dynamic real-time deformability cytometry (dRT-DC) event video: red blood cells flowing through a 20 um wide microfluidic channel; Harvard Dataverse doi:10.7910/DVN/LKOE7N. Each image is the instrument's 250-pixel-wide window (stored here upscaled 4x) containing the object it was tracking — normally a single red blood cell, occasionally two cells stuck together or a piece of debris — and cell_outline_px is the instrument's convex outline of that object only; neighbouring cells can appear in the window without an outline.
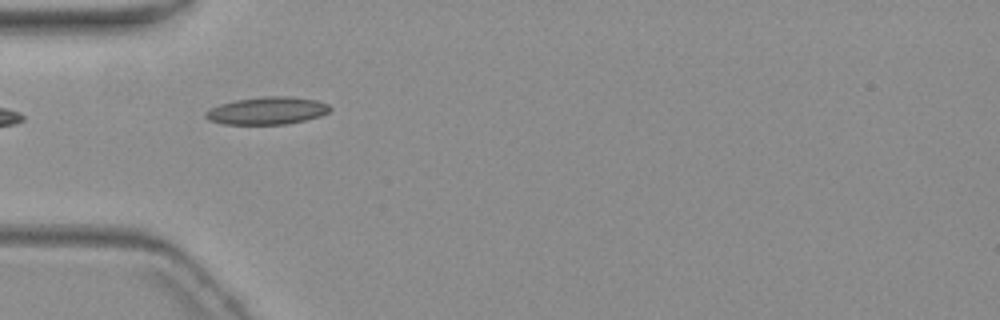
{"species": "common noctule bat (a hibernating species)", "species_latin": "Nyctalus noctula", "temperature_condition": "warm", "stored_images_in_passage": 4, "camera_frame_rate_fps": 3000, "um_per_image_px": 0.085, "animal": {"sex": "female", "body_mass_g": 19.3, "forearm_length_mm": 54.1}, "frame": {"image": 1, "passage_image": 3, "time_ms": 2.0, "image_size_px": [1000, 320], "cell_outline_px": [[332, 108], [328, 112], [320, 116], [304, 120], [284, 124], [224, 124], [208, 120], [204, 116], [204, 112], [220, 104], [236, 100], [264, 96], [292, 96], [316, 100], [328, 104]], "centroid_in_image_um": [22.7, 9.4], "position_along_channel_um": 62.3, "area_um2": 19.88}}
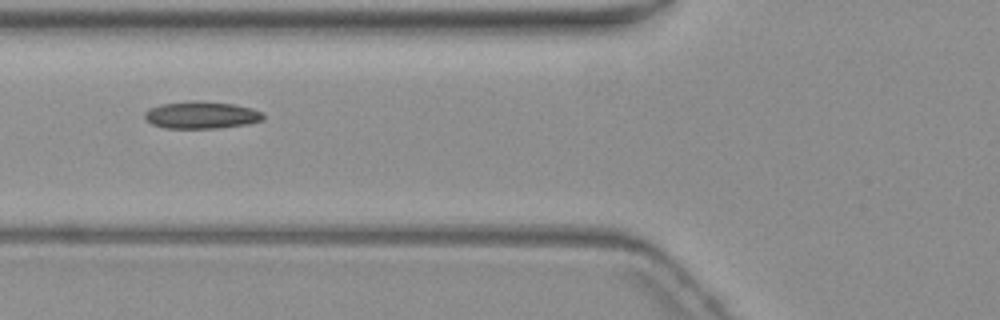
{"frame": {"image": 2, "passage_image": 4, "time_ms": 3.333, "image_size_px": [1000, 320], "cell_outline_px": [[264, 116], [260, 120], [248, 124], [216, 128], [168, 128], [152, 124], [144, 120], [144, 112], [148, 108], [160, 104], [192, 100], [196, 100], [236, 104], [252, 108], [264, 112]], "centroid_in_image_um": [17.09, 9.76], "position_along_channel_um": 108.7, "area_um2": 19.02}}